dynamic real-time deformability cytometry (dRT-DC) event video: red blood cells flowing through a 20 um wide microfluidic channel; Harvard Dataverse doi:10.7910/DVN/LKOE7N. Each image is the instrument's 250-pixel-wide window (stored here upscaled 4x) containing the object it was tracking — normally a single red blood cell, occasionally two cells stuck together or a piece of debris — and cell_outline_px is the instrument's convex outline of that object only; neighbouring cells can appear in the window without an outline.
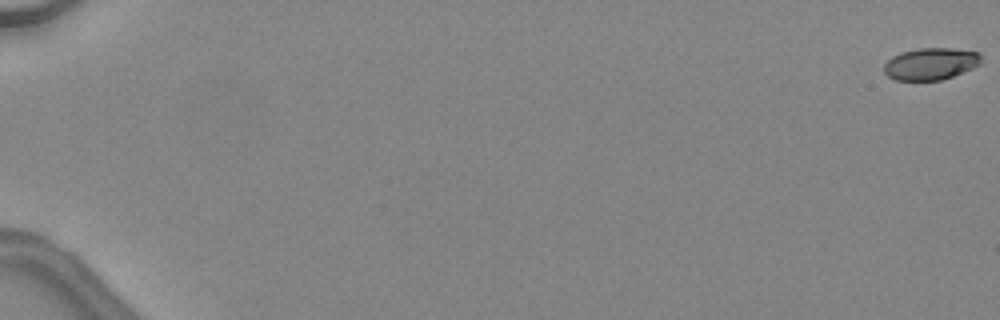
{"species": "common noctule bat (a hibernating species)", "species_latin": "Nyctalus noctula", "temperature_condition": "warm", "stored_images_in_passage": 49, "camera_frame_rate_fps": 3000, "um_per_image_px": 0.085, "animal": {"sex": "female", "body_mass_g": 24.6, "forearm_length_mm": 56.2}, "frame": {"image": 1, "passage_image": 1, "time_ms": 0.0, "image_size_px": [1000, 320], "cell_outline_px": [[980, 64], [972, 68], [952, 76], [940, 80], [896, 80], [888, 76], [884, 72], [884, 64], [892, 56], [900, 52], [920, 48], [952, 48], [980, 52]], "centroid_in_image_um": [79.09, 5.41], "position_along_channel_um": 5.9, "area_um2": 18.03}}
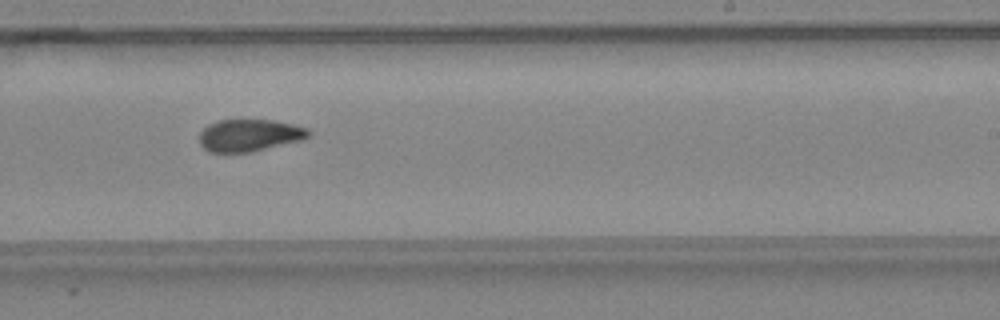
{"frame": {"image": 2, "passage_image": 33, "time_ms": 10.667, "image_size_px": [1000, 320], "cell_outline_px": [[312, 132], [304, 140], [252, 152], [208, 152], [200, 144], [200, 132], [208, 124], [220, 120], [272, 120], [292, 124], [308, 128]], "centroid_in_image_um": [21.23, 11.51], "position_along_channel_um": 267.8, "area_um2": 20.58}}
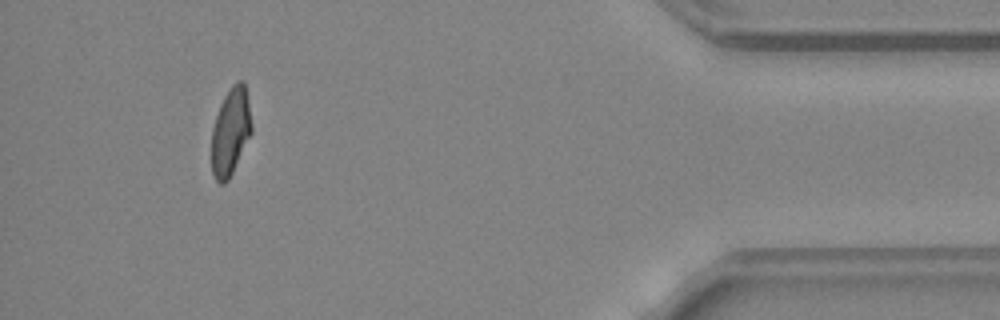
{"frame": {"image": 3, "passage_image": 46, "time_ms": 15.0, "image_size_px": [1000, 320], "cell_outline_px": [[252, 132], [228, 180], [224, 184], [220, 184], [216, 180], [212, 172], [212, 128], [220, 104], [224, 96], [232, 84], [236, 80], [244, 80], [248, 96], [252, 124]], "centroid_in_image_um": [19.61, 11.14], "position_along_channel_um": 415.6, "area_um2": 20.46}, "authors_computed_cell_mechanics": {"area_um2": 20.6924, "velocity_mm_per_s": 4.5546, "shape_relaxation_time_tau1_ms": 7.3951, "shape_relaxation_time_tau2_ms": 2.3025, "deformation_change_tau1": 0.2198, "deformation_change_tau2": 0.0804}}